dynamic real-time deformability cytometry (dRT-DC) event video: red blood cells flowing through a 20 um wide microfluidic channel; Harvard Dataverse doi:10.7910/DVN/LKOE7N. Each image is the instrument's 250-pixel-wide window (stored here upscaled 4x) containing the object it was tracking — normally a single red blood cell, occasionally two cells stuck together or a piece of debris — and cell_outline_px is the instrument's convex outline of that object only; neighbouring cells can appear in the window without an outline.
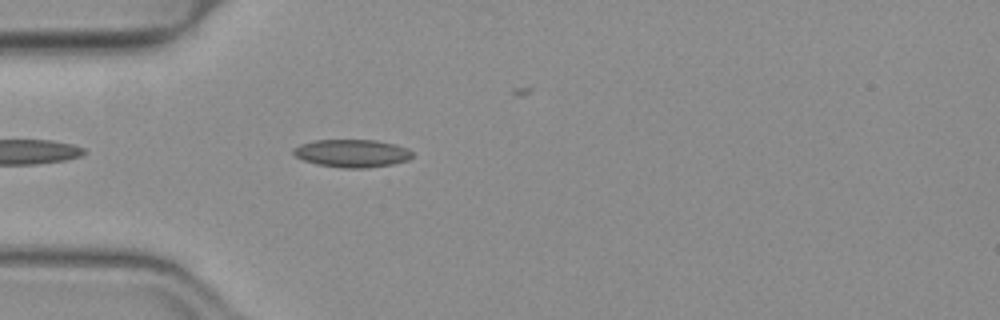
{"species": "common noctule bat (a hibernating species)", "species_latin": "Nyctalus noctula", "temperature_condition": "warm", "stored_images_in_passage": 16, "camera_frame_rate_fps": 3000, "um_per_image_px": 0.085, "animal": {"sex": "female", "body_mass_g": 19.3, "forearm_length_mm": 54.1}, "frame": {"image": 1, "passage_image": 3, "time_ms": 0.667, "image_size_px": [1000, 320], "cell_outline_px": [[412, 156], [408, 160], [392, 164], [368, 168], [344, 168], [316, 164], [304, 160], [296, 156], [292, 152], [292, 148], [300, 144], [316, 140], [376, 140], [396, 144], [408, 148], [412, 152]], "centroid_in_image_um": [29.93, 13.03], "position_along_channel_um": 55.1, "area_um2": 19.36}}
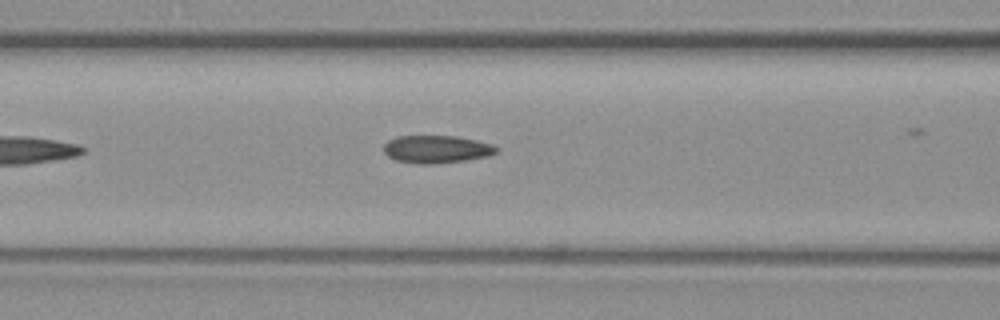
{"frame": {"image": 2, "passage_image": 9, "time_ms": 2.667, "image_size_px": [1000, 320], "cell_outline_px": [[496, 152], [488, 156], [464, 160], [436, 164], [416, 164], [396, 160], [388, 156], [384, 152], [384, 144], [388, 140], [396, 136], [456, 136], [476, 140], [492, 144], [496, 148]], "centroid_in_image_um": [37.06, 12.68], "position_along_channel_um": 129.5, "area_um2": 18.15}}
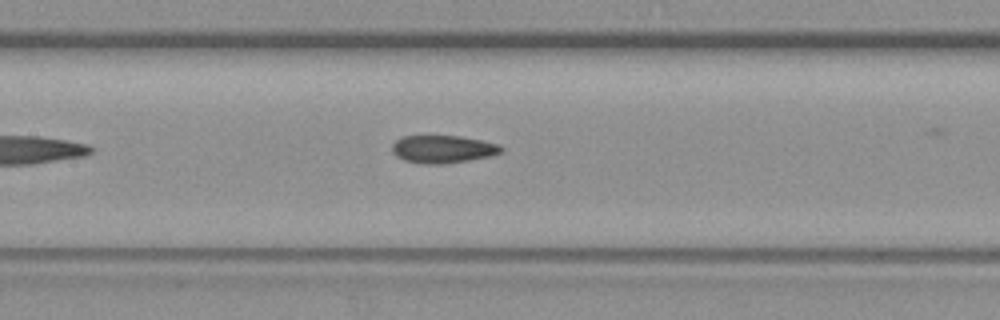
{"frame": {"image": 3, "passage_image": 12, "time_ms": 3.667, "image_size_px": [1000, 320], "cell_outline_px": [[504, 148], [500, 152], [488, 156], [468, 160], [444, 164], [424, 164], [404, 160], [396, 156], [392, 152], [392, 144], [396, 140], [404, 136], [460, 136], [500, 144]], "centroid_in_image_um": [37.62, 12.68], "position_along_channel_um": 169.8, "area_um2": 17.51}}